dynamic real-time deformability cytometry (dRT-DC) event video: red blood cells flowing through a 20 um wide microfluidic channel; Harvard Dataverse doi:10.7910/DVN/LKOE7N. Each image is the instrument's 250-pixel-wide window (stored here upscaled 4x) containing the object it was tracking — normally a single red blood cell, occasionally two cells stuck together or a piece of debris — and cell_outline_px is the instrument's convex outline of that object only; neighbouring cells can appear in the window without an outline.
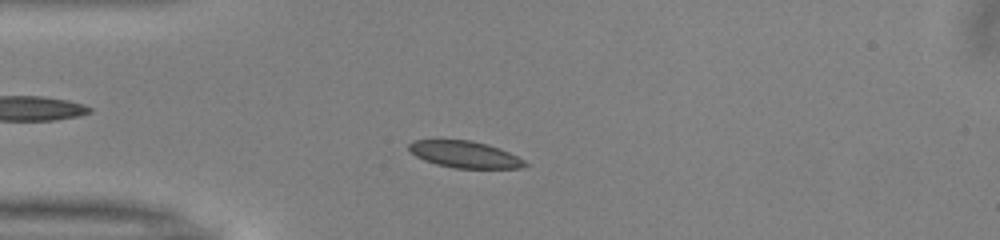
{"species": "common noctule bat (a hibernating species)", "species_latin": "Nyctalus noctula", "temperature_condition": "warm", "stored_images_in_passage": 44, "camera_frame_rate_fps": 3000, "um_per_image_px": 0.085, "animal": {"sex": "male", "body_mass_g": 13.0, "forearm_length_mm": 53.1}, "frame": {"image": 1, "passage_image": 6, "time_ms": 1.667, "image_size_px": [1000, 240], "cell_outline_px": [[528, 164], [520, 168], [456, 168], [436, 164], [424, 160], [416, 156], [408, 148], [408, 144], [412, 140], [472, 140], [488, 144], [500, 148], [524, 160]], "centroid_in_image_um": [39.49, 13.12], "position_along_channel_um": 45.5, "area_um2": 17.98}}
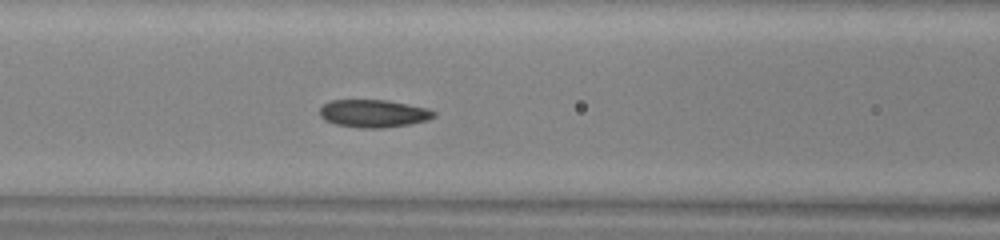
{"frame": {"image": 2, "passage_image": 14, "time_ms": 4.333, "image_size_px": [1000, 240], "cell_outline_px": [[436, 116], [428, 120], [408, 124], [380, 128], [360, 128], [336, 124], [324, 120], [320, 116], [320, 108], [324, 104], [332, 100], [388, 100], [428, 108], [436, 112]], "centroid_in_image_um": [31.76, 9.64], "position_along_channel_um": 134.8, "area_um2": 18.44}}
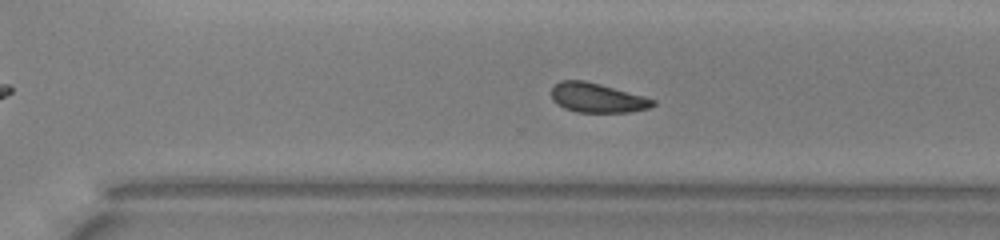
{"frame": {"image": 3, "passage_image": 28, "time_ms": 9.0, "image_size_px": [1000, 240], "cell_outline_px": [[656, 104], [648, 108], [628, 112], [576, 112], [564, 108], [556, 104], [552, 100], [552, 88], [560, 80], [584, 80], [600, 84], [644, 96], [656, 100]], "centroid_in_image_um": [50.75, 8.31], "position_along_channel_um": 319.9, "area_um2": 17.4}, "authors_computed_cell_mechanics": {"area_um2": 18.3804, "velocity_mm_per_s": 3.9737, "shape_relaxation_time_tau1_ms": 5.7282, "shape_relaxation_time_tau2_ms": 3.7733, "deformation_change_tau1": 0.1191, "deformation_change_tau2": 0.0798}}